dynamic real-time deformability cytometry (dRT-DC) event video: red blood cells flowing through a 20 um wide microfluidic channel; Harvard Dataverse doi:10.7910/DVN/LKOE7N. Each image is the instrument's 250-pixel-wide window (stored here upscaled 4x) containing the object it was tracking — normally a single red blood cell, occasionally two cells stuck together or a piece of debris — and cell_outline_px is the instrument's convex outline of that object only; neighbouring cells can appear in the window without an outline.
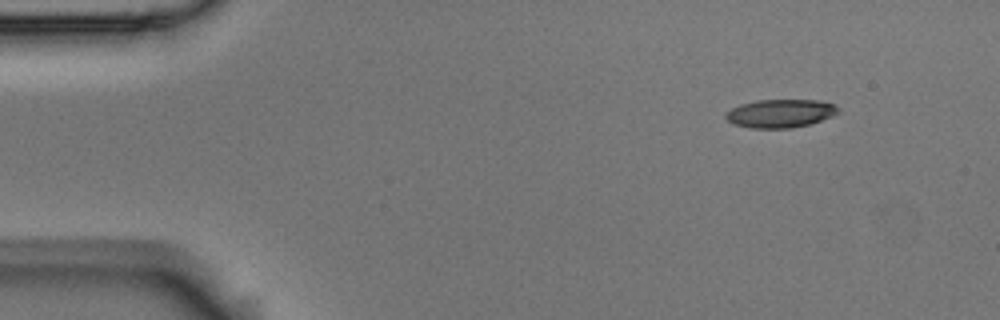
{"species": "Egyptian fruit bat (a non-hibernating species)", "species_latin": "Rousettus aegyptiacus", "temperature_condition": "room temperature", "stored_images_in_passage": 4, "camera_frame_rate_fps": 3000, "um_per_image_px": 0.085, "animal": {"sex": "male"}, "frame": {"image": 1, "passage_image": 1, "time_ms": 0.0, "image_size_px": [1000, 320], "cell_outline_px": [[840, 108], [832, 116], [808, 124], [792, 128], [752, 128], [732, 124], [724, 116], [732, 108], [740, 104], [756, 100], [820, 100], [836, 104]], "centroid_in_image_um": [66.33, 9.63], "position_along_channel_um": 18.7, "area_um2": 18.5}}
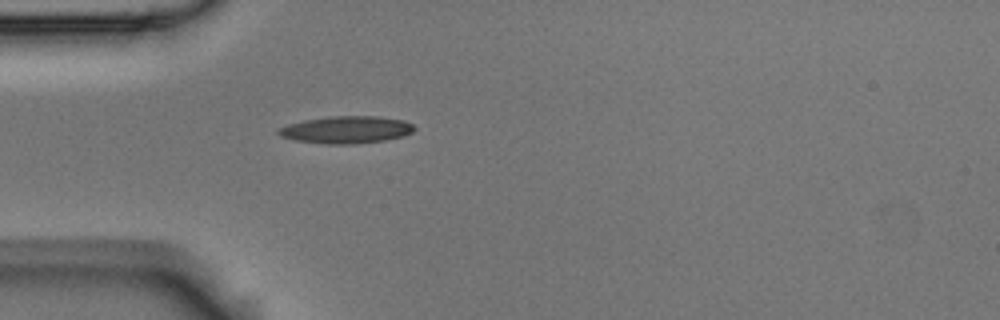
{"frame": {"image": 2, "passage_image": 4, "time_ms": 1.0, "image_size_px": [1000, 320], "cell_outline_px": [[416, 128], [412, 132], [404, 136], [384, 140], [352, 144], [324, 144], [296, 140], [280, 136], [276, 132], [280, 128], [288, 124], [304, 120], [332, 116], [380, 116], [404, 120], [412, 124]], "centroid_in_image_um": [29.46, 11.02], "position_along_channel_um": 55.5, "area_um2": 21.56}}